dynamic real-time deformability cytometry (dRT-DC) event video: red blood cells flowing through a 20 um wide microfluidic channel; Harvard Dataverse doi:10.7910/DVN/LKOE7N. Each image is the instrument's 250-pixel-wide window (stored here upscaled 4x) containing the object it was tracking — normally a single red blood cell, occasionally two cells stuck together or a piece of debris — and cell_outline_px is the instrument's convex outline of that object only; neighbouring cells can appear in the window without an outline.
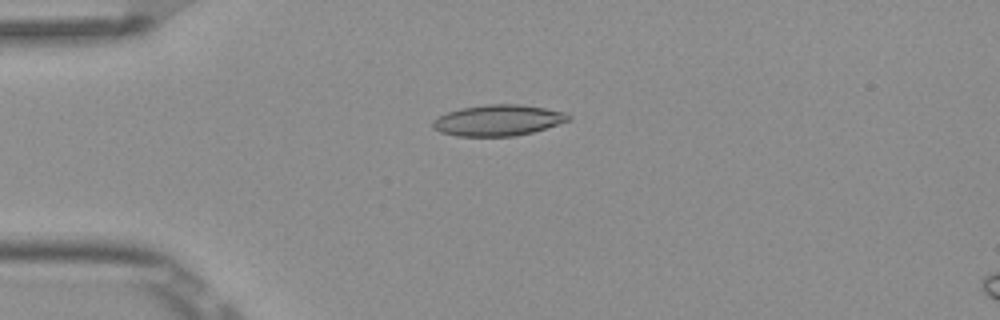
{"species": "Egyptian fruit bat (a non-hibernating species)", "species_latin": "Rousettus aegyptiacus", "temperature_condition": "room temperature", "stored_images_in_passage": 3, "camera_frame_rate_fps": 3000, "um_per_image_px": 0.085, "frame": {"image": 1, "passage_image": 1, "time_ms": 0.0, "image_size_px": [1000, 320], "cell_outline_px": [[572, 120], [532, 132], [516, 136], [456, 136], [440, 132], [432, 128], [432, 120], [448, 112], [460, 108], [488, 104], [520, 104], [568, 112], [572, 116]], "centroid_in_image_um": [42.36, 10.22], "position_along_channel_um": 42.6, "area_um2": 24.68}}
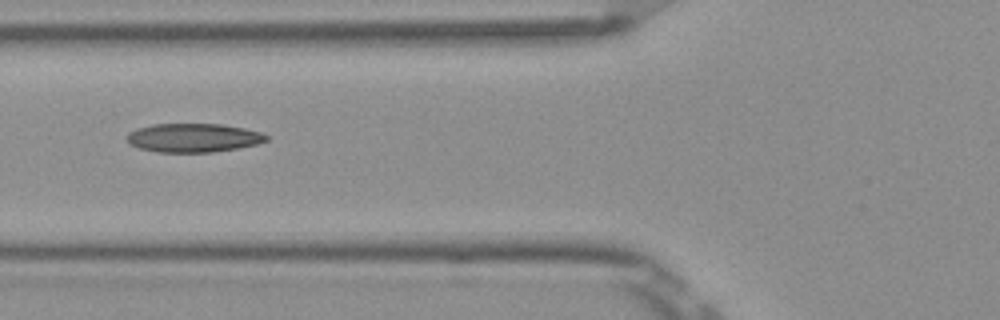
{"frame": {"image": 2, "passage_image": 3, "time_ms": 0.667, "image_size_px": [1000, 320], "cell_outline_px": [[268, 140], [256, 144], [240, 148], [212, 152], [156, 152], [140, 148], [128, 144], [124, 136], [128, 132], [136, 128], [152, 124], [224, 124], [264, 132], [268, 136]], "centroid_in_image_um": [16.42, 11.71], "position_along_channel_um": 109.4, "area_um2": 23.76}}